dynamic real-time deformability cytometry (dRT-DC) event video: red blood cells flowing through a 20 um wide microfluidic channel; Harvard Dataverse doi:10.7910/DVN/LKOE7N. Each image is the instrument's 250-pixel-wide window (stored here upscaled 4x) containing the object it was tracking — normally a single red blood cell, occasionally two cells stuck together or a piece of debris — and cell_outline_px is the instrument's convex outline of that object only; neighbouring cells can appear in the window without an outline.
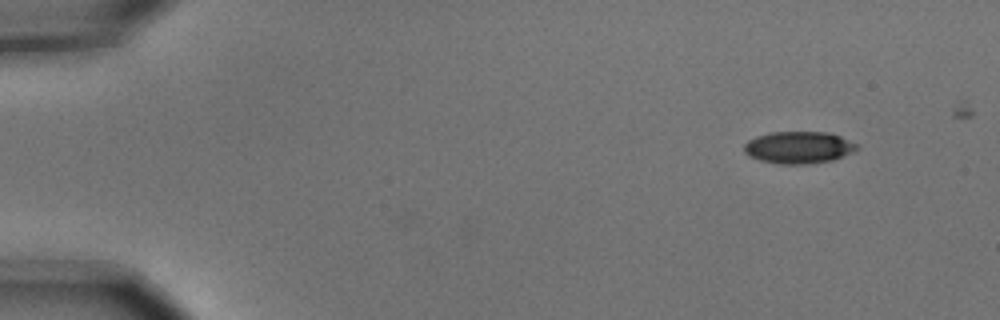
{"species": "common noctule bat (a hibernating species)", "species_latin": "Nyctalus noctula", "temperature_condition": "cold", "stored_images_in_passage": 6, "camera_frame_rate_fps": 3000, "um_per_image_px": 0.085, "animal": {"sex": "male", "body_mass_g": 15.6}, "frame": {"image": 1, "passage_image": 1, "time_ms": 0.0, "image_size_px": [1000, 320], "cell_outline_px": [[856, 148], [852, 152], [832, 160], [804, 164], [780, 164], [760, 160], [748, 156], [744, 152], [744, 144], [748, 140], [756, 136], [772, 132], [828, 132], [840, 136], [856, 144]], "centroid_in_image_um": [67.83, 12.53], "position_along_channel_um": 17.2, "area_um2": 20.87}}
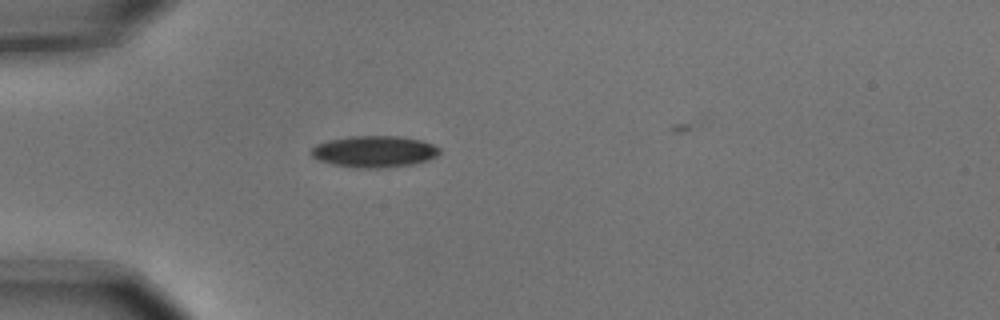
{"frame": {"image": 2, "passage_image": 4, "time_ms": 1.0, "image_size_px": [1000, 320], "cell_outline_px": [[440, 152], [436, 156], [428, 160], [412, 164], [384, 168], [356, 168], [332, 164], [320, 160], [312, 156], [308, 152], [316, 144], [328, 140], [348, 136], [400, 136], [420, 140], [432, 144], [440, 148]], "centroid_in_image_um": [31.79, 12.88], "position_along_channel_um": 53.2, "area_um2": 23.7}}